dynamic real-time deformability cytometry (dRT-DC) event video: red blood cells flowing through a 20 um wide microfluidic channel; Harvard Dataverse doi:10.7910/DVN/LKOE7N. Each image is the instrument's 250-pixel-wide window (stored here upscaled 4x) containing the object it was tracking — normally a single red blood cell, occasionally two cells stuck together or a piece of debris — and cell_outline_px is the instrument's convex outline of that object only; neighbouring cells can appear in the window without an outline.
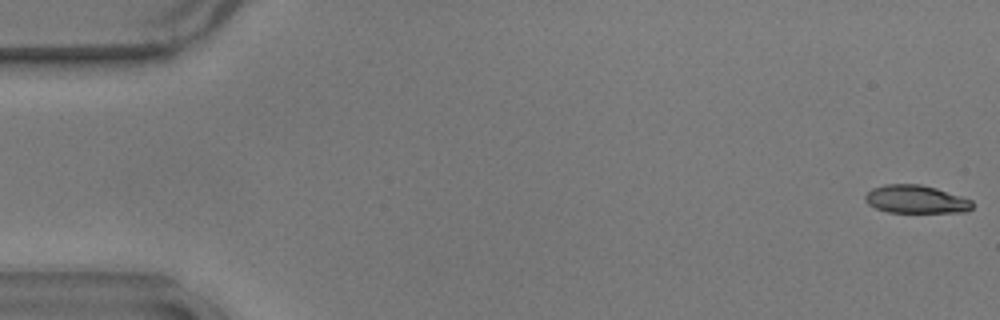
{"species": "common noctule bat (a hibernating species)", "species_latin": "Nyctalus noctula", "temperature_condition": "warm", "stored_images_in_passage": 10, "camera_frame_rate_fps": 3000, "um_per_image_px": 0.085, "animal": {"sex": "male", "body_mass_g": 17.9}, "frame": {"image": 1, "passage_image": 1, "time_ms": 0.0, "image_size_px": [1000, 320], "cell_outline_px": [[972, 208], [968, 212], [888, 212], [876, 208], [868, 204], [864, 200], [864, 196], [872, 188], [884, 184], [920, 184], [936, 188], [972, 200]], "centroid_in_image_um": [77.83, 16.94], "position_along_channel_um": 7.2, "area_um2": 17.51}}